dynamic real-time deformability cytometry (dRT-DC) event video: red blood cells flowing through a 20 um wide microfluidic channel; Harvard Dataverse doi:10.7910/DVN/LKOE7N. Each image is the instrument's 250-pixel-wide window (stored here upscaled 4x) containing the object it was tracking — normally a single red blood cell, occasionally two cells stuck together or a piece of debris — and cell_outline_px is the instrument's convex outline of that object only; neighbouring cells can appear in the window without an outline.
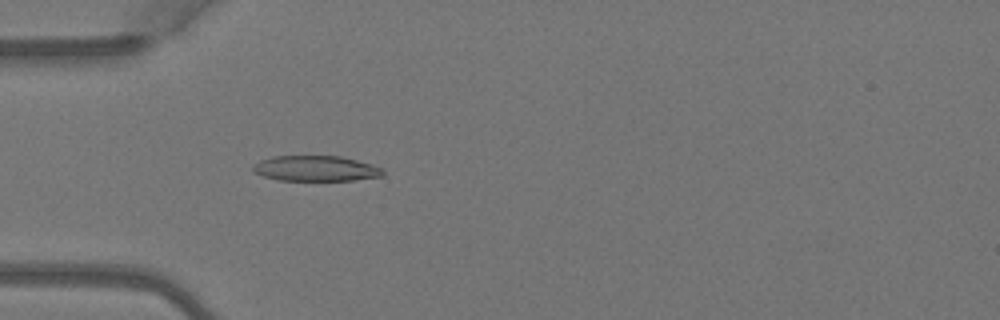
{"species": "Egyptian fruit bat (a non-hibernating species)", "species_latin": "Rousettus aegyptiacus", "temperature_condition": "warm", "stored_images_in_passage": 5, "camera_frame_rate_fps": 3000, "um_per_image_px": 0.085, "animal": {"sex": "female"}, "frame": {"image": 1, "passage_image": 5, "time_ms": 1.333, "image_size_px": [1000, 320], "cell_outline_px": [[384, 176], [352, 180], [276, 180], [264, 176], [256, 172], [252, 168], [260, 160], [272, 156], [340, 156], [372, 164], [384, 168]], "centroid_in_image_um": [26.89, 14.32], "position_along_channel_um": 58.1, "area_um2": 19.19}}